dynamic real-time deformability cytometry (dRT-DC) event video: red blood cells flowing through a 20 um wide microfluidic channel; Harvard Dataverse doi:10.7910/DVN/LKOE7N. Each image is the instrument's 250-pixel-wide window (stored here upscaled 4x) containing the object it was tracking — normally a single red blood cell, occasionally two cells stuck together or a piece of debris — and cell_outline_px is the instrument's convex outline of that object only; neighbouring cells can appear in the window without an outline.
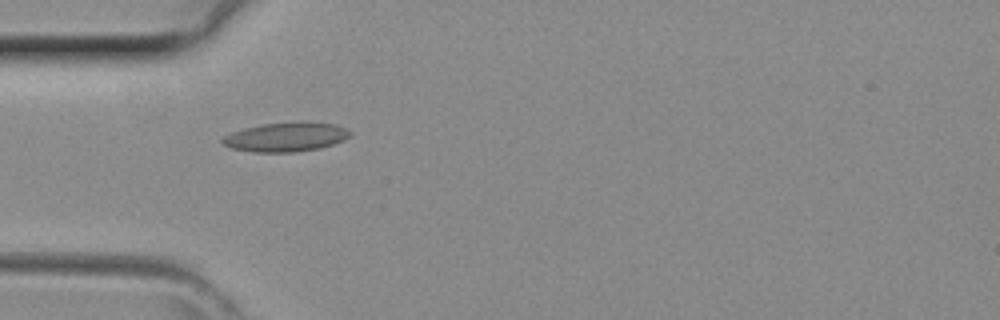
{"species": "common noctule bat (a hibernating species)", "species_latin": "Nyctalus noctula", "temperature_condition": "room temperature", "stored_images_in_passage": 42, "camera_frame_rate_fps": 3000, "um_per_image_px": 0.085, "animal": {"sex": "female", "body_mass_g": 29.2, "forearm_length_mm": 56.3}, "frame": {"image": 1, "passage_image": 13, "time_ms": 4.0, "image_size_px": [1000, 320], "cell_outline_px": [[352, 132], [344, 140], [320, 148], [296, 152], [252, 152], [232, 148], [224, 144], [220, 140], [224, 136], [232, 132], [244, 128], [264, 124], [336, 124]], "centroid_in_image_um": [24.25, 11.69], "position_along_channel_um": 60.7, "area_um2": 20.87}}
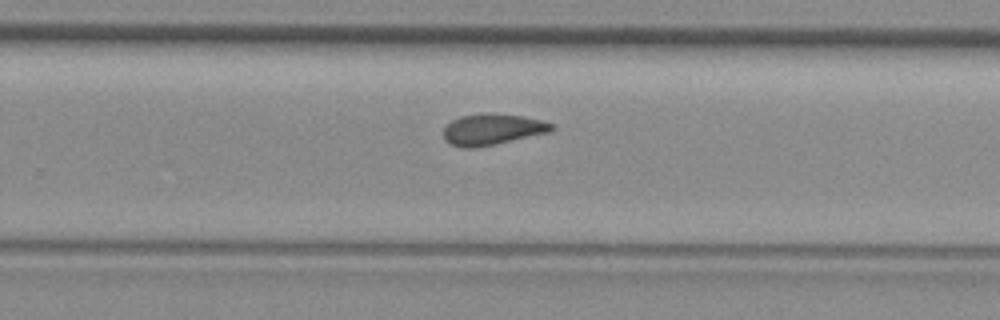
{"frame": {"image": 2, "passage_image": 27, "time_ms": 8.667, "image_size_px": [1000, 320], "cell_outline_px": [[556, 128], [552, 132], [496, 144], [476, 148], [464, 148], [452, 144], [444, 140], [444, 128], [452, 120], [460, 116], [524, 116], [540, 120], [552, 124]], "centroid_in_image_um": [41.88, 11.06], "position_along_channel_um": 287.9, "area_um2": 18.9}}
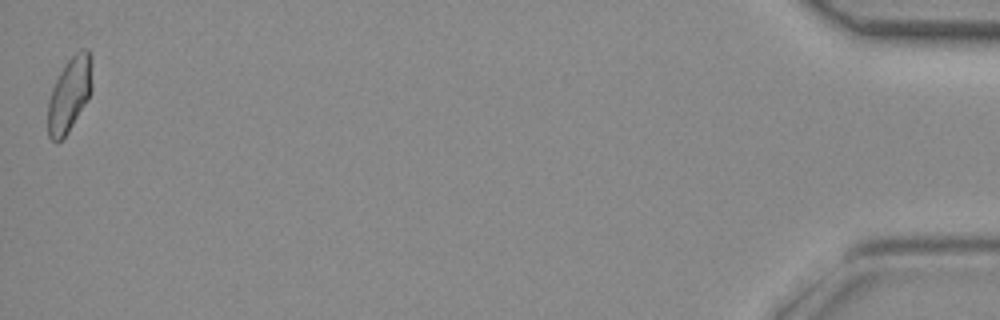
{"frame": {"image": 3, "passage_image": 42, "time_ms": 13.667, "image_size_px": [1000, 320], "cell_outline_px": [[92, 88], [84, 104], [68, 132], [56, 144], [48, 136], [48, 100], [52, 88], [60, 72], [68, 60], [76, 52], [84, 48], [88, 48], [92, 56]], "centroid_in_image_um": [5.91, 7.99], "position_along_channel_um": 429.3, "area_um2": 19.07}}